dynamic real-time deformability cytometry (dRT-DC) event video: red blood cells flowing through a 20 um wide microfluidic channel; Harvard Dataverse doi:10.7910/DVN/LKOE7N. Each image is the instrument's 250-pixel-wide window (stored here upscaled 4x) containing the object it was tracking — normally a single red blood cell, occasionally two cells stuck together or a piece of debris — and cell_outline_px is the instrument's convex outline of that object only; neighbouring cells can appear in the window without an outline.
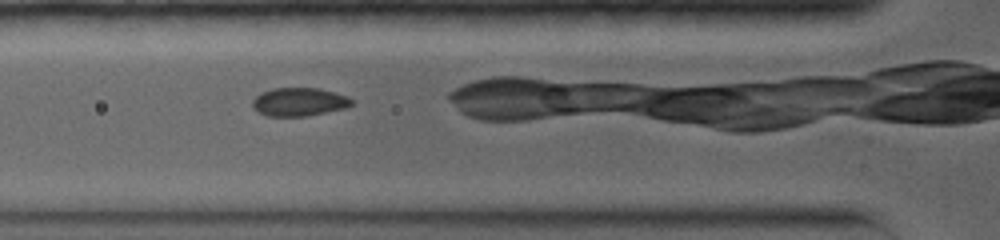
{"species": "common noctule bat (a hibernating species)", "species_latin": "Nyctalus noctula", "temperature_condition": "warm", "stored_images_in_passage": 20, "camera_frame_rate_fps": 5000, "um_per_image_px": 0.085, "animal": {"sex": "female", "body_mass_g": 19.0, "forearm_length_mm": 56.7}, "frame": {"image": 1, "passage_image": 2, "time_ms": 0.6, "image_size_px": [1000, 240], "cell_outline_px": [[352, 104], [344, 108], [308, 116], [268, 116], [252, 108], [252, 100], [260, 92], [272, 88], [320, 88], [348, 96], [352, 100]], "centroid_in_image_um": [25.4, 8.65], "position_along_channel_um": 100.4, "area_um2": 16.42}}
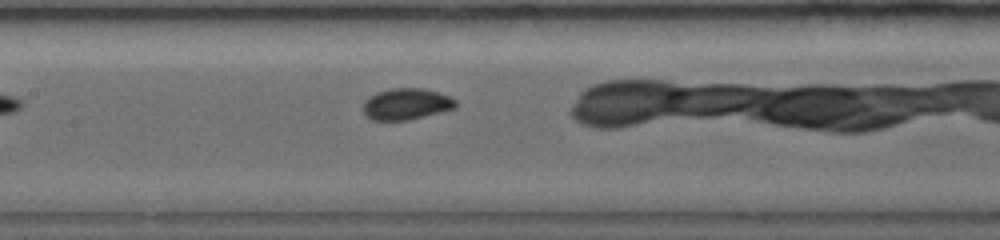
{"frame": {"image": 2, "passage_image": 6, "time_ms": 2.4, "image_size_px": [1000, 240], "cell_outline_px": [[456, 108], [408, 120], [372, 120], [364, 116], [364, 100], [368, 96], [376, 92], [392, 88], [424, 88], [448, 96], [456, 100]], "centroid_in_image_um": [34.5, 8.84], "position_along_channel_um": 172.9, "area_um2": 16.94}}
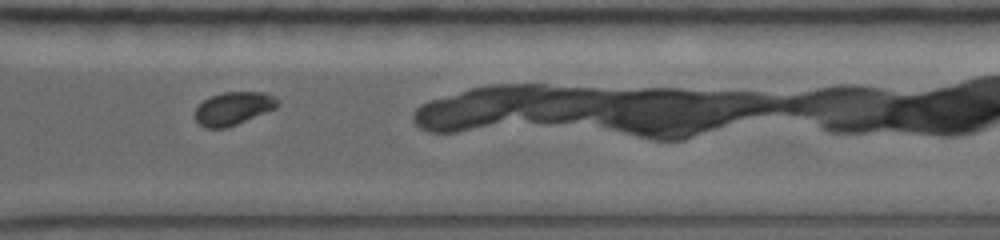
{"frame": {"image": 3, "passage_image": 15, "time_ms": 6.8, "image_size_px": [1000, 240], "cell_outline_px": [[280, 104], [276, 108], [236, 124], [224, 128], [204, 128], [196, 120], [196, 108], [204, 100], [212, 96], [224, 92], [264, 92], [276, 96], [280, 100]], "centroid_in_image_um": [19.88, 9.2], "position_along_channel_um": 350.7, "area_um2": 15.78}}